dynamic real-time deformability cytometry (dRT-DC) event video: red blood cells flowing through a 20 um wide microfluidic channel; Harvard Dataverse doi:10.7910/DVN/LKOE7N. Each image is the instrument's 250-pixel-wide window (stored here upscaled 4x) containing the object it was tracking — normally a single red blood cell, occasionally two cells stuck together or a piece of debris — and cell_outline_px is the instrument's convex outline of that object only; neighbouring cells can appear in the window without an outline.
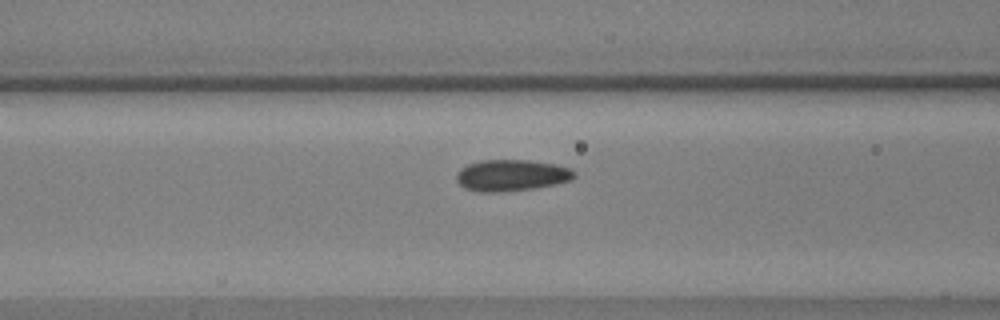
{"species": "common noctule bat (a hibernating species)", "species_latin": "Nyctalus noctula", "temperature_condition": "warm", "stored_images_in_passage": 57, "camera_frame_rate_fps": 3000, "um_per_image_px": 0.085, "animal": {"sex": "male", "body_mass_g": 17.9, "forearm_length_mm": 54.2}, "frame": {"image": 1, "passage_image": 24, "time_ms": 7.667, "image_size_px": [1000, 320], "cell_outline_px": [[576, 176], [572, 180], [556, 184], [532, 188], [496, 192], [480, 192], [464, 188], [456, 180], [456, 172], [460, 168], [468, 164], [480, 160], [528, 160], [556, 164], [568, 168], [576, 172]], "centroid_in_image_um": [43.46, 14.89], "position_along_channel_um": 123.1, "area_um2": 21.62}}
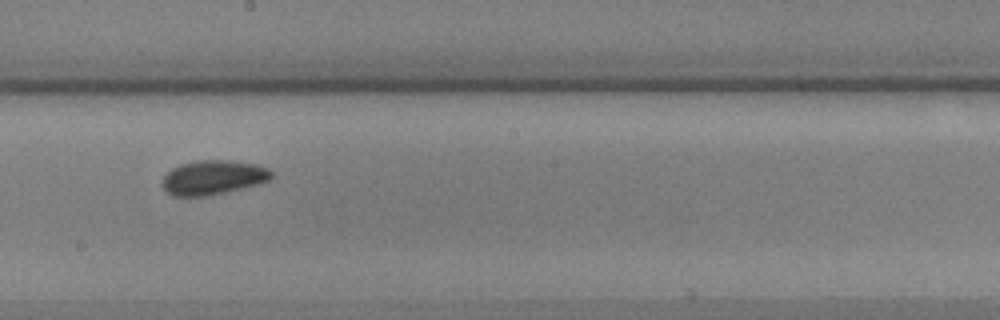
{"frame": {"image": 2, "passage_image": 33, "time_ms": 10.667, "image_size_px": [1000, 320], "cell_outline_px": [[272, 180], [260, 184], [208, 196], [172, 196], [164, 188], [164, 176], [172, 168], [180, 164], [196, 160], [228, 160], [256, 164], [268, 168], [272, 172]], "centroid_in_image_um": [18.16, 15.08], "position_along_channel_um": 230.0, "area_um2": 21.91}}
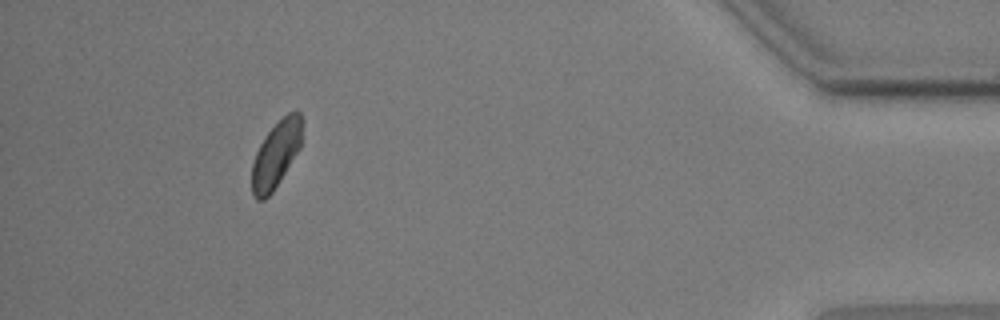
{"frame": {"image": 3, "passage_image": 53, "time_ms": 17.333, "image_size_px": [1000, 320], "cell_outline_px": [[300, 148], [272, 192], [264, 200], [256, 200], [252, 196], [252, 164], [256, 152], [264, 136], [288, 112], [296, 108], [300, 112]], "centroid_in_image_um": [23.43, 13.15], "position_along_channel_um": 411.8, "area_um2": 19.07}, "authors_computed_cell_mechanics": {"area_um2": 20.4034, "velocity_mm_per_s": 3.5726, "shape_relaxation_time_tau1_ms": 2.5421, "shape_relaxation_time_tau2_ms": 7.6442, "deformation_change_tau1": 0.0757, "deformation_change_tau2": 0.0836}}